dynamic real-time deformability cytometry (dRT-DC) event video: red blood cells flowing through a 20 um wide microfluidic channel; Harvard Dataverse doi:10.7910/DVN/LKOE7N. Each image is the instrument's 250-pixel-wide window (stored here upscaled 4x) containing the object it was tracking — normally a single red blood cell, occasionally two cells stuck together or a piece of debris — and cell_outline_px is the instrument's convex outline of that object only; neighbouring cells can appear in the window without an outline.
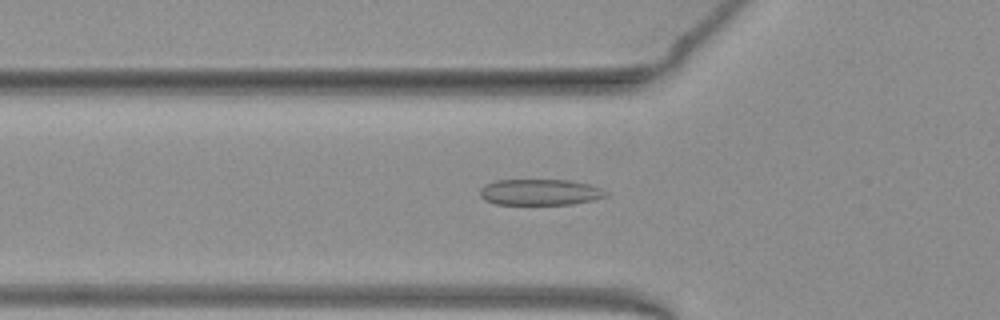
{"species": "common noctule bat (a hibernating species)", "species_latin": "Nyctalus noctula", "temperature_condition": "warm", "stored_images_in_passage": 46, "camera_frame_rate_fps": 3000, "um_per_image_px": 0.085, "animal": {"sex": "female", "body_mass_g": 19.3, "forearm_length_mm": 54.1}, "frame": {"image": 1, "passage_image": 17, "time_ms": 5.333, "image_size_px": [1000, 320], "cell_outline_px": [[608, 196], [592, 200], [572, 204], [496, 204], [484, 200], [480, 196], [480, 188], [484, 184], [496, 180], [568, 180], [592, 184], [608, 192]], "centroid_in_image_um": [45.9, 16.33], "position_along_channel_um": 79.9, "area_um2": 19.25}}
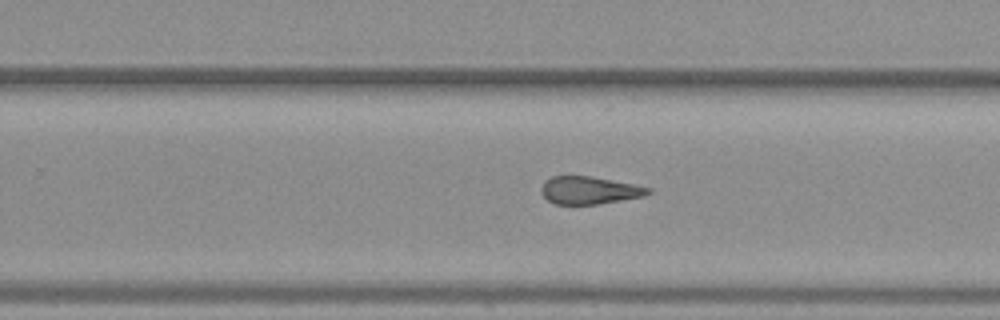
{"frame": {"image": 2, "passage_image": 32, "time_ms": 10.333, "image_size_px": [1000, 320], "cell_outline_px": [[652, 192], [644, 196], [596, 204], [556, 204], [548, 200], [540, 192], [540, 188], [544, 180], [552, 176], [592, 176], [652, 188]], "centroid_in_image_um": [50.06, 16.16], "position_along_channel_um": 279.7, "area_um2": 17.17}}
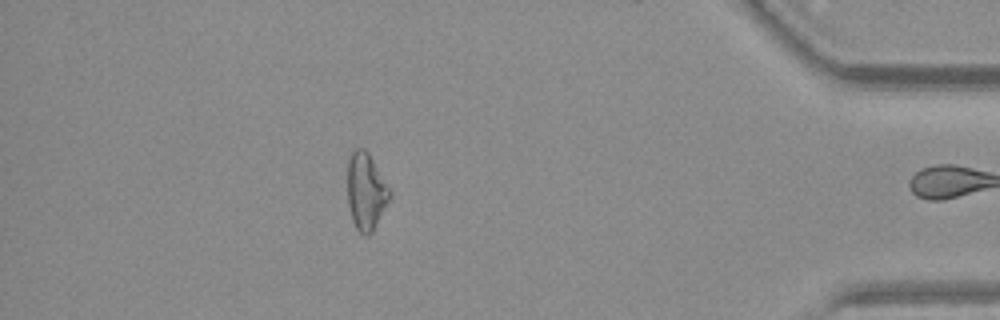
{"frame": {"image": 3, "passage_image": 45, "time_ms": 14.667, "image_size_px": [1000, 320], "cell_outline_px": [[392, 196], [372, 232], [368, 236], [364, 236], [356, 228], [352, 220], [348, 204], [348, 160], [352, 152], [356, 148], [364, 148], [368, 152], [392, 192]], "centroid_in_image_um": [31.12, 16.28], "position_along_channel_um": 404.1, "area_um2": 18.96}, "authors_computed_cell_mechanics": {"area_um2": 18.785, "velocity_mm_per_s": 3.9813, "shape_relaxation_time_tau1_ms": null, "shape_relaxation_time_tau2_ms": 1.6549, "deformation_change_tau1": null, "deformation_change_tau2": 0.1192}}